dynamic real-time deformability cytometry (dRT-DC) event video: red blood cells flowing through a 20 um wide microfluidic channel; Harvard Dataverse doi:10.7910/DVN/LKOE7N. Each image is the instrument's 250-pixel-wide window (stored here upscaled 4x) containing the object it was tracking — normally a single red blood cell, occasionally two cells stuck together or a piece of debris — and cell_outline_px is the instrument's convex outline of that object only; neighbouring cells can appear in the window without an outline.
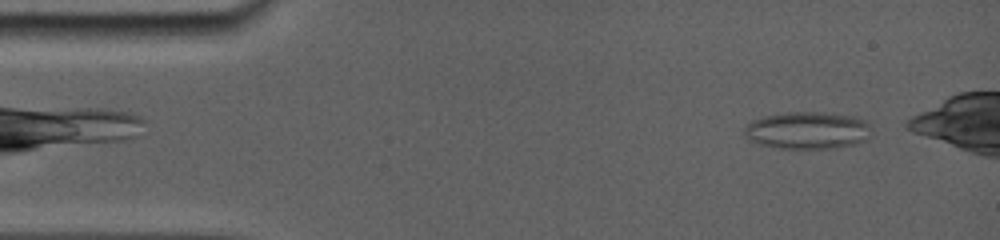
{"species": "common noctule bat (a hibernating species)", "species_latin": "Nyctalus noctula", "temperature_condition": "room temperature", "stored_images_in_passage": 9, "camera_frame_rate_fps": 5000, "um_per_image_px": 0.085, "animal": {"sex": "female", "body_mass_g": 19.0, "forearm_length_mm": 56.7}, "frame": {"image": 1, "passage_image": 2, "time_ms": 0.4, "image_size_px": [1000, 240], "cell_outline_px": [[864, 124], [844, 140], [828, 144], [776, 144], [764, 140], [744, 128], [748, 124], [756, 120], [768, 116], [796, 112], [808, 112], [840, 116], [856, 120]], "centroid_in_image_um": [68.32, 10.91], "position_along_channel_um": 16.7, "area_um2": 20.52}}